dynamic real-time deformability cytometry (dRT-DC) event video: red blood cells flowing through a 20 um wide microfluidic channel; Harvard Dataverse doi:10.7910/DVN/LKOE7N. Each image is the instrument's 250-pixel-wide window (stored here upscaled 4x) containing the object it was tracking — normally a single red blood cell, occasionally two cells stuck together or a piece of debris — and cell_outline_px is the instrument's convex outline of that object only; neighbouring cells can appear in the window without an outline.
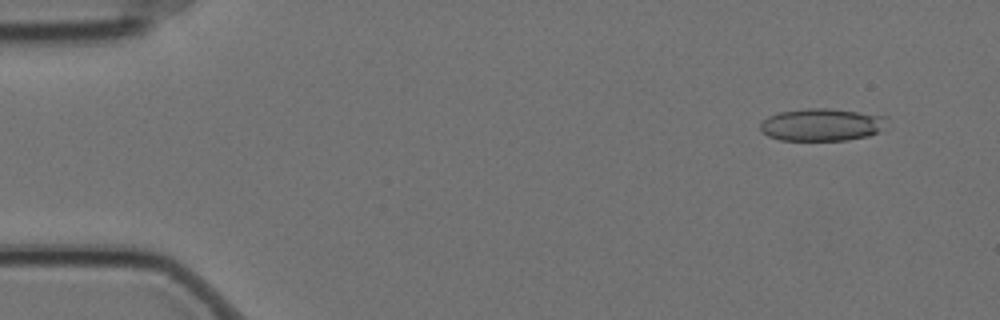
{"species": "Egyptian fruit bat (a non-hibernating species)", "species_latin": "Rousettus aegyptiacus", "temperature_condition": "cold", "stored_images_in_passage": 2, "camera_frame_rate_fps": 3000, "um_per_image_px": 0.085, "animal": {"sex": "female"}, "frame": {"image": 1, "passage_image": 2, "time_ms": 0.333, "image_size_px": [1000, 320], "cell_outline_px": [[892, 128], [868, 136], [848, 140], [780, 140], [768, 136], [760, 132], [760, 124], [768, 116], [780, 112], [808, 108], [828, 108], [888, 116]], "centroid_in_image_um": [69.97, 10.6], "position_along_channel_um": 15.0, "area_um2": 24.57}}